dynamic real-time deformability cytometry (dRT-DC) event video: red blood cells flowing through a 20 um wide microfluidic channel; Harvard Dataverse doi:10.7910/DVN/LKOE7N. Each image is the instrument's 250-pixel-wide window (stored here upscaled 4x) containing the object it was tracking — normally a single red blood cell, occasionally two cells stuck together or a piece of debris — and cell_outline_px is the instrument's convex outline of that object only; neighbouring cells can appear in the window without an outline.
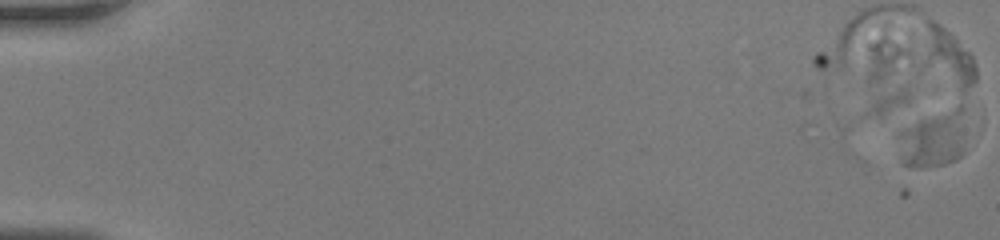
{"species": "human", "species_latin": "Homo sapiens", "temperature_condition": "room temperature", "stored_images_in_passage": 3, "camera_frame_rate_fps": 3000, "um_per_image_px": 0.085, "donor": {"sex": "female"}, "frame": {"image": 1, "passage_image": 1, "time_ms": 0.0, "image_size_px": [1000, 240], "cell_outline_px": [[964, 108], [960, 156], [956, 160], [944, 164], [920, 168], [904, 164], [900, 136], [908, 128], [920, 120], [960, 104]], "centroid_in_image_um": [79.4, 11.83], "position_along_channel_um": 5.6, "area_um2": 20.92}}